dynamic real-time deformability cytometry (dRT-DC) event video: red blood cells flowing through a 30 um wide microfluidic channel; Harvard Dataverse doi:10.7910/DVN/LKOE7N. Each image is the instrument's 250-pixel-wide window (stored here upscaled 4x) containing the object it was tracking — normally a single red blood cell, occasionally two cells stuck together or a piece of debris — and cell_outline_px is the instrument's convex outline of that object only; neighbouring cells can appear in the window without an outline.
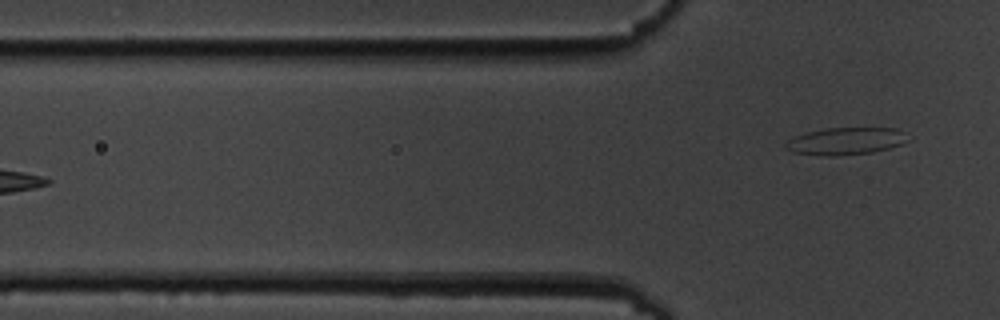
{"species": "common noctule bat (a hibernating species)", "species_latin": "Nyctalus noctula", "temperature_condition": "cold", "stored_images_in_passage": 7, "segment_of_instrument_passage": [2, 2], "camera_frame_rate_fps": 3000, "um_per_image_px": 0.085, "animal": {"sex": "male", "body_mass_g": 19.5, "forearm_length_mm": 54.6}, "frame": {"image": 1, "passage_image": 7, "time_ms": 7.667, "image_size_px": [1000, 320], "cell_outline_px": [[908, 140], [900, 144], [888, 148], [872, 152], [832, 156], [824, 156], [792, 152], [784, 148], [784, 144], [788, 140], [796, 136], [808, 132], [824, 128], [896, 128]], "centroid_in_image_um": [71.8, 12.0], "position_along_channel_um": 54.0, "area_um2": 19.07}}